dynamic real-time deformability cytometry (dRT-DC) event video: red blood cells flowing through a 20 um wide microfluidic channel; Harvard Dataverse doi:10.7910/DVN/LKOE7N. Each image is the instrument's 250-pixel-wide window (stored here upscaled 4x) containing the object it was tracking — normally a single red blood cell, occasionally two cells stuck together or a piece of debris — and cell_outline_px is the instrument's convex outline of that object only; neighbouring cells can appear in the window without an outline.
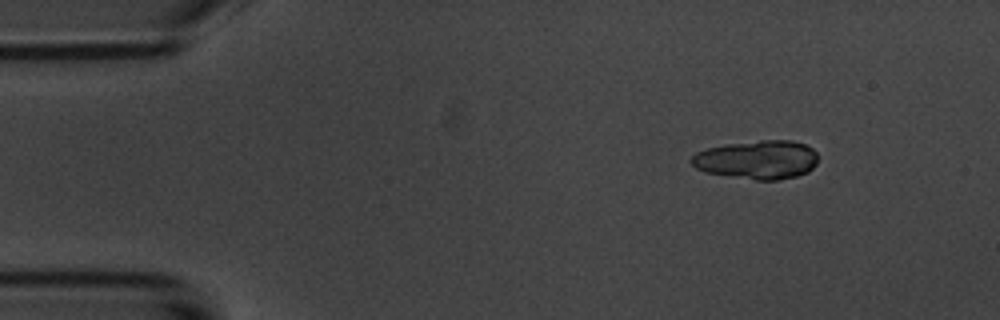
{"species": "common noctule bat (a hibernating species)", "species_latin": "Nyctalus noctula", "temperature_condition": "room temperature", "stored_images_in_passage": 9, "segment_of_instrument_passage": [1, 2], "camera_frame_rate_fps": 3000, "um_per_image_px": 0.085, "animal": {"sex": "male", "body_mass_g": 20.1, "forearm_length_mm": 53.5}, "frame": {"image": 1, "passage_image": 2, "time_ms": 1.0, "image_size_px": [1000, 320], "cell_outline_px": [[816, 164], [808, 172], [796, 176], [776, 180], [756, 180], [704, 172], [696, 168], [688, 160], [696, 152], [708, 148], [728, 144], [760, 140], [792, 140], [804, 144], [812, 148], [816, 152]], "centroid_in_image_um": [64.35, 13.57], "position_along_channel_um": 20.7, "area_um2": 28.55}}